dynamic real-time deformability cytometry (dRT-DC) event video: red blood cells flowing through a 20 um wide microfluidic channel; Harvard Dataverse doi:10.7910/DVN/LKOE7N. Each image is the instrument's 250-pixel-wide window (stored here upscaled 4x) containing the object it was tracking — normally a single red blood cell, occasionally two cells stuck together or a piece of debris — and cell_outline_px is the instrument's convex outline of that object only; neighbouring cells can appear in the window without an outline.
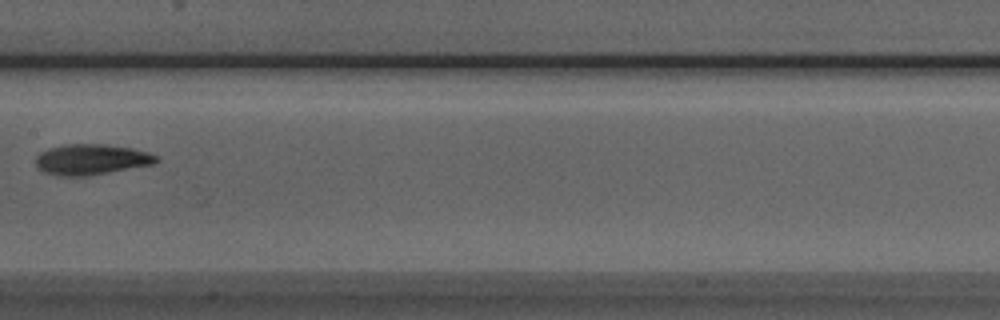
{"species": "Egyptian fruit bat (a non-hibernating species)", "species_latin": "Rousettus aegyptiacus", "temperature_condition": "room temperature", "stored_images_in_passage": 9, "camera_frame_rate_fps": 3000, "um_per_image_px": 0.085, "animal": {"sex": "male"}, "frame": {"image": 1, "passage_image": 8, "time_ms": 8.0, "image_size_px": [1000, 320], "cell_outline_px": [[160, 160], [152, 164], [88, 176], [60, 176], [44, 172], [36, 164], [36, 156], [40, 152], [48, 148], [64, 144], [104, 144], [132, 148], [148, 152], [156, 156]], "centroid_in_image_um": [7.74, 13.55], "position_along_channel_um": 199.7, "area_um2": 21.44}}
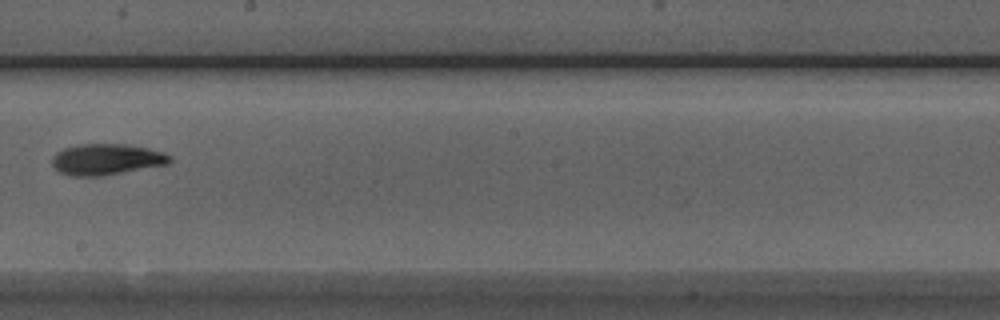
{"frame": {"image": 2, "passage_image": 9, "time_ms": 9.0, "image_size_px": [1000, 320], "cell_outline_px": [[172, 160], [168, 164], [104, 176], [72, 176], [60, 172], [52, 164], [52, 156], [56, 152], [64, 148], [80, 144], [124, 144], [148, 148], [164, 152], [172, 156]], "centroid_in_image_um": [9.07, 13.55], "position_along_channel_um": 239.1, "area_um2": 21.44}}